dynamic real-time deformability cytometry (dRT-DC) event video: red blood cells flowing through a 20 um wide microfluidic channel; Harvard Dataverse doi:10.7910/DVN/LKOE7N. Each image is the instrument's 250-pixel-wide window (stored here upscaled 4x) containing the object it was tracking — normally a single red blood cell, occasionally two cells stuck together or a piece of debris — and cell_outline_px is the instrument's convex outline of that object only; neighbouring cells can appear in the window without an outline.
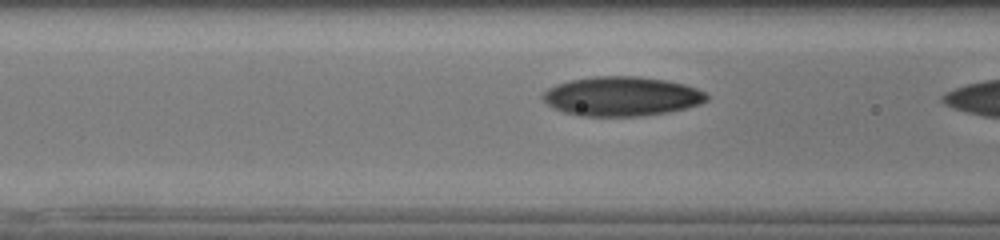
{"species": "human", "species_latin": "Homo sapiens", "temperature_condition": "cold", "stored_images_in_passage": 9, "camera_frame_rate_fps": 3000, "um_per_image_px": 0.085, "donor": {"sex": "male"}, "frame": {"image": 1, "passage_image": 8, "time_ms": 2.333, "image_size_px": [1000, 240], "cell_outline_px": [[708, 100], [700, 104], [668, 112], [640, 116], [576, 116], [552, 108], [540, 96], [548, 88], [556, 84], [568, 80], [596, 76], [640, 76], [664, 80], [684, 84], [696, 88], [704, 92], [708, 96]], "centroid_in_image_um": [52.8, 8.19], "position_along_channel_um": 113.8, "area_um2": 37.74}}